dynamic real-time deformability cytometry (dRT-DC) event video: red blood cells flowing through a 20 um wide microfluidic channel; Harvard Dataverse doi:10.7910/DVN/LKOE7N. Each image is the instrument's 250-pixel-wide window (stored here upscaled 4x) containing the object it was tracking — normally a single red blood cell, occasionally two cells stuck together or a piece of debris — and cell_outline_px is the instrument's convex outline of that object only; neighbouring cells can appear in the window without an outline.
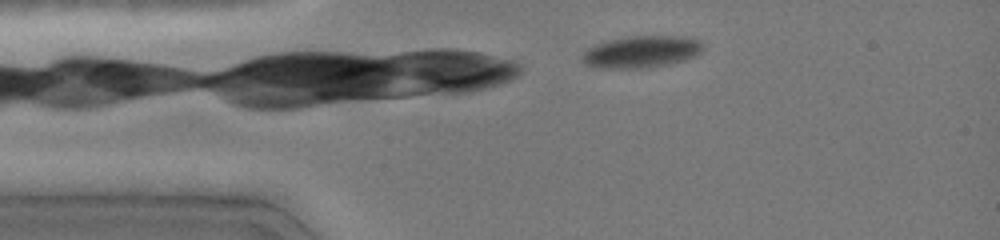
{"species": "common noctule bat (a hibernating species)", "species_latin": "Nyctalus noctula", "temperature_condition": "cold", "stored_images_in_passage": 39, "camera_frame_rate_fps": 3000, "um_per_image_px": 0.085, "animal": {"sex": "female", "body_mass_g": 19.0, "forearm_length_mm": 51.5}, "frame": {"image": 1, "passage_image": 1, "time_ms": 0.0, "image_size_px": [1000, 240], "cell_outline_px": [[704, 48], [696, 56], [684, 60], [668, 64], [648, 68], [596, 68], [584, 64], [580, 60], [580, 56], [588, 48], [596, 44], [608, 40], [628, 36], [688, 36], [700, 40]], "centroid_in_image_um": [54.51, 4.4], "position_along_channel_um": 30.5, "area_um2": 22.83}}
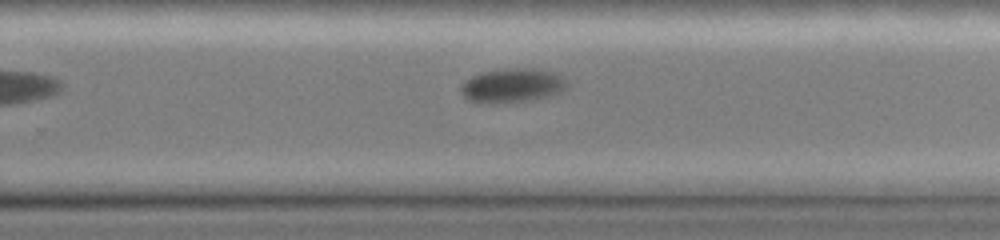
{"frame": {"image": 2, "passage_image": 21, "time_ms": 7.333, "image_size_px": [1000, 240], "cell_outline_px": [[568, 88], [564, 92], [552, 96], [532, 100], [496, 104], [468, 100], [460, 92], [460, 88], [472, 76], [488, 72], [516, 68], [536, 68], [556, 72], [568, 84]], "centroid_in_image_um": [43.64, 7.29], "position_along_channel_um": 286.2, "area_um2": 21.1}}
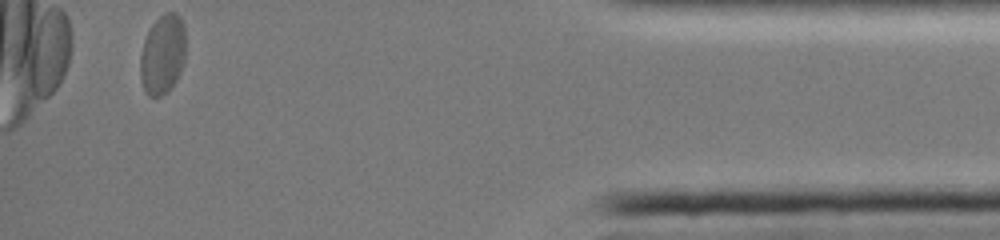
{"frame": {"image": 3, "passage_image": 39, "time_ms": 12.0, "image_size_px": [1000, 240], "cell_outline_px": [[184, 64], [176, 80], [168, 92], [160, 96], [148, 96], [144, 92], [140, 80], [140, 56], [144, 40], [152, 24], [164, 12], [176, 12], [180, 16], [184, 24]], "centroid_in_image_um": [13.81, 4.64], "position_along_channel_um": 421.4, "area_um2": 21.27}, "authors_computed_cell_mechanics": {"area_um2": 22.0218, "velocity_mm_per_s": 3.9649, "shape_relaxation_time_tau1_ms": 4.3676, "shape_relaxation_time_tau2_ms": null, "deformation_change_tau1": 0.0867, "deformation_change_tau2": null}}